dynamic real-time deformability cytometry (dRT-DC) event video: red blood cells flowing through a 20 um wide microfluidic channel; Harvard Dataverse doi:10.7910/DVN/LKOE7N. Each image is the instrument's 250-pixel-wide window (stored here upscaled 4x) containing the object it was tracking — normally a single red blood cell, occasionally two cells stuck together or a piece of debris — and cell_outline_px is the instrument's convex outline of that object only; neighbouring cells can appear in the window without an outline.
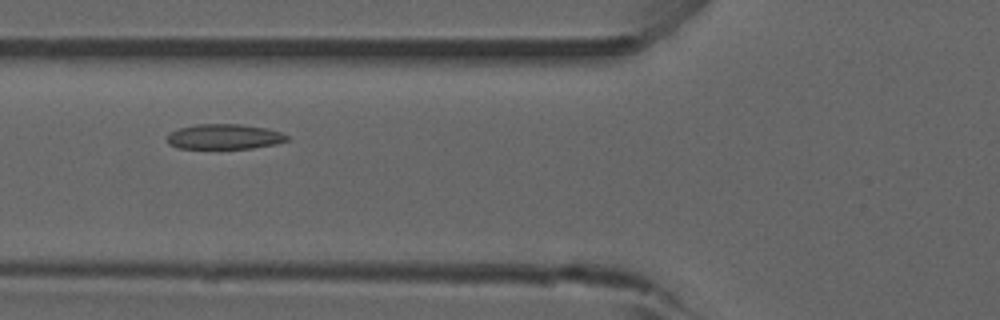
{"species": "common noctule bat (a hibernating species)", "species_latin": "Nyctalus noctula", "temperature_condition": "room temperature", "stored_images_in_passage": 36, "camera_frame_rate_fps": 3000, "um_per_image_px": 0.085, "animal": {"sex": "male", "forearm_length_mm": 52.5}, "frame": {"image": 1, "passage_image": 6, "time_ms": 1.667, "image_size_px": [1000, 320], "cell_outline_px": [[288, 140], [276, 144], [252, 148], [176, 148], [168, 144], [168, 136], [172, 132], [180, 128], [196, 124], [240, 124], [264, 128], [280, 132], [288, 136]], "centroid_in_image_um": [19.07, 11.62], "position_along_channel_um": 106.7, "area_um2": 17.34}, "authors_computed_cell_mechanics": {"area_um2": 17.2244, "velocity_mm_per_s": 3.8674, "shape_relaxation_time_tau1_ms": null, "shape_relaxation_time_tau2_ms": 2.0583, "deformation_change_tau1": null, "deformation_change_tau2": 0.0703}}